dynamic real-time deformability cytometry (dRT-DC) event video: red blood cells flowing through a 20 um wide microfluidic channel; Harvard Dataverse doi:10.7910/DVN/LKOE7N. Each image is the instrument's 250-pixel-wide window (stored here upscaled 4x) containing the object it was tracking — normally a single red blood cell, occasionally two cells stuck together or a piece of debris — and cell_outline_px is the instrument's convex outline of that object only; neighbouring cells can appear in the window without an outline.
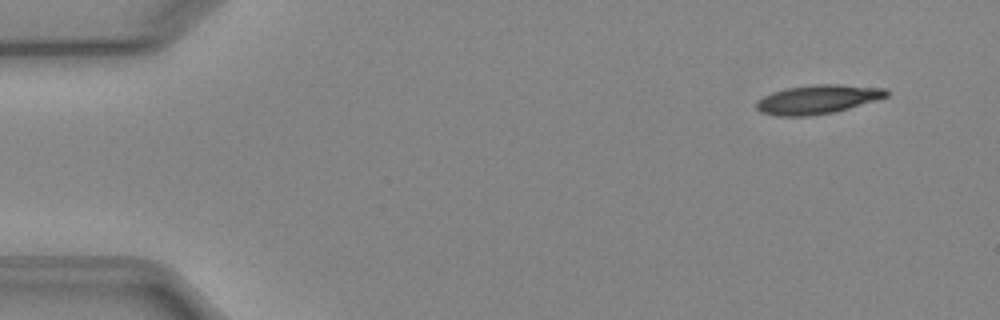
{"species": "Egyptian fruit bat (a non-hibernating species)", "species_latin": "Rousettus aegyptiacus", "temperature_condition": "cold", "stored_images_in_passage": 5, "camera_frame_rate_fps": 3000, "um_per_image_px": 0.085, "animal": {"sex": "female"}, "frame": {"image": 1, "passage_image": 2, "time_ms": 1.0, "image_size_px": [1000, 320], "cell_outline_px": [[888, 96], [876, 100], [836, 112], [808, 116], [776, 116], [760, 112], [756, 108], [756, 100], [772, 92], [788, 88], [816, 84], [840, 84], [884, 88], [888, 92]], "centroid_in_image_um": [69.48, 8.45], "position_along_channel_um": 15.5, "area_um2": 21.96}}
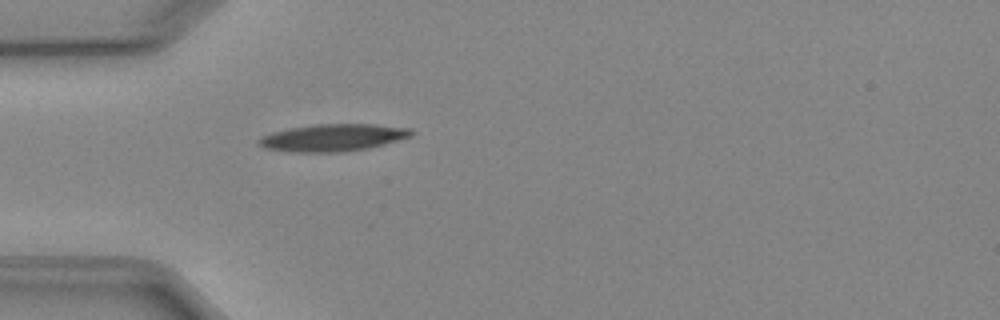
{"frame": {"image": 2, "passage_image": 5, "time_ms": 4.667, "image_size_px": [1000, 320], "cell_outline_px": [[412, 136], [384, 144], [368, 148], [344, 152], [292, 152], [264, 148], [256, 144], [256, 140], [260, 136], [272, 132], [292, 128], [316, 124], [376, 124], [412, 128]], "centroid_in_image_um": [28.27, 11.7], "position_along_channel_um": 56.7, "area_um2": 24.33}}